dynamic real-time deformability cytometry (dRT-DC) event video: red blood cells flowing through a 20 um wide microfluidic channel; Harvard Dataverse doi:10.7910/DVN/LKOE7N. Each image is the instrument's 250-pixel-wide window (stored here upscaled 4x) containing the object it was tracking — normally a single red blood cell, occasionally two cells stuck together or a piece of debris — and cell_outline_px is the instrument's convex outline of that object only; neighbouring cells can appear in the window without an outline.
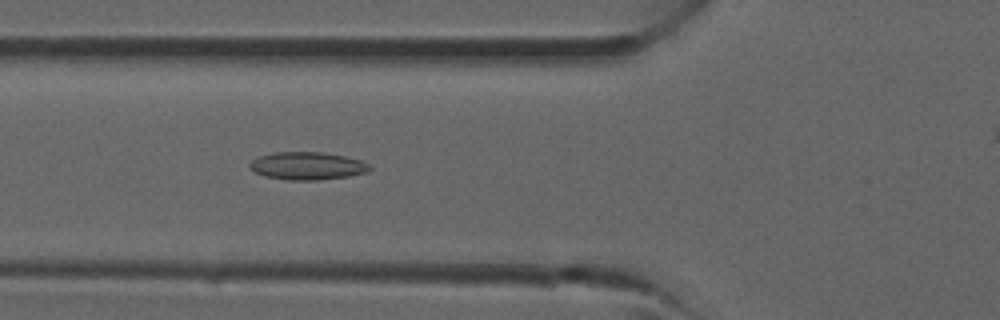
{"species": "common noctule bat (a hibernating species)", "species_latin": "Nyctalus noctula", "temperature_condition": "room temperature", "stored_images_in_passage": 30, "camera_frame_rate_fps": 3000, "um_per_image_px": 0.085, "animal": {"sex": "male", "forearm_length_mm": 52.5}, "frame": {"image": 1, "passage_image": 10, "time_ms": 3.0, "image_size_px": [1000, 320], "cell_outline_px": [[372, 168], [368, 172], [348, 176], [316, 180], [288, 180], [264, 176], [256, 172], [248, 164], [252, 160], [260, 156], [272, 152], [324, 152], [348, 156], [360, 160], [368, 164]], "centroid_in_image_um": [26.15, 14.09], "position_along_channel_um": 99.7, "area_um2": 19.42}}
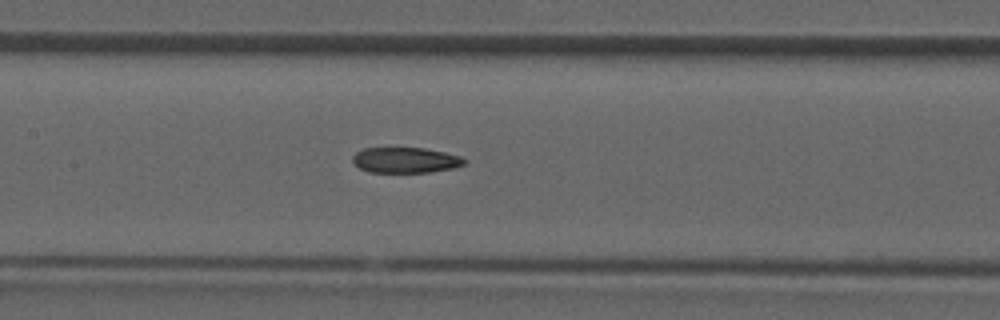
{"frame": {"image": 2, "passage_image": 14, "time_ms": 4.333, "image_size_px": [1000, 320], "cell_outline_px": [[468, 160], [464, 164], [452, 168], [428, 172], [368, 172], [360, 168], [352, 160], [352, 156], [356, 152], [364, 148], [424, 148], [444, 152], [460, 156]], "centroid_in_image_um": [34.46, 13.6], "position_along_channel_um": 172.9, "area_um2": 16.53}}
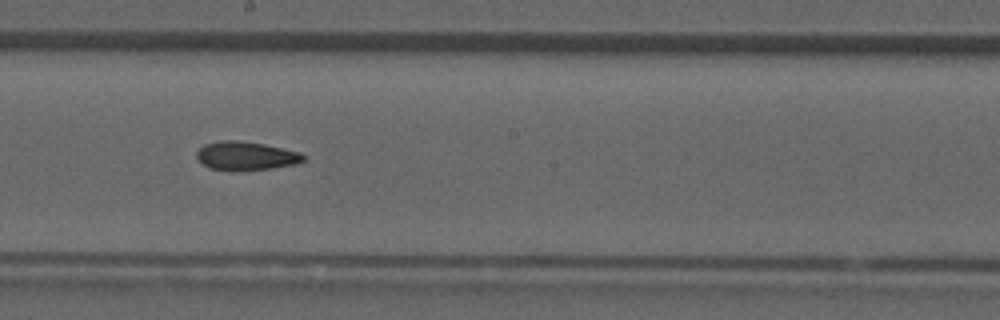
{"frame": {"image": 3, "passage_image": 17, "time_ms": 5.333, "image_size_px": [1000, 320], "cell_outline_px": [[308, 160], [300, 164], [272, 168], [240, 172], [228, 172], [208, 168], [200, 164], [196, 156], [196, 152], [204, 144], [220, 140], [236, 140], [264, 144], [300, 152], [308, 156]], "centroid_in_image_um": [20.92, 13.28], "position_along_channel_um": 227.3, "area_um2": 18.67}}